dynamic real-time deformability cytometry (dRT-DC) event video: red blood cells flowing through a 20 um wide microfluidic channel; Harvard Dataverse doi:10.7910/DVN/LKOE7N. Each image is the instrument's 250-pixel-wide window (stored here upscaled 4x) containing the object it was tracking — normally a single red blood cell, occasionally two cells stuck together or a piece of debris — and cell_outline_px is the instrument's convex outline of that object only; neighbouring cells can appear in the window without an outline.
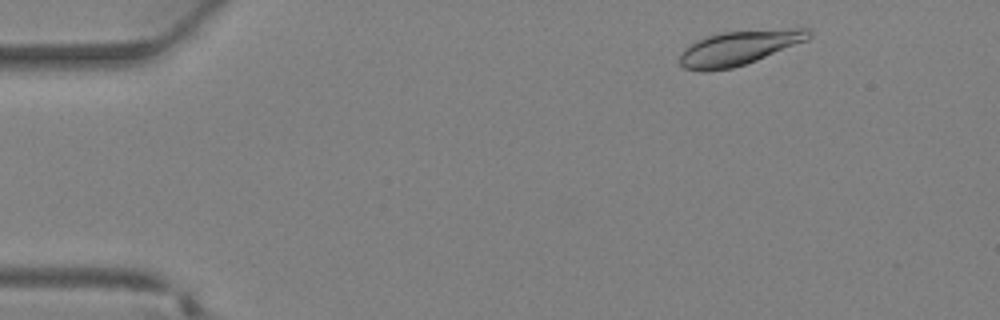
{"species": "Egyptian fruit bat (a non-hibernating species)", "species_latin": "Rousettus aegyptiacus", "temperature_condition": "warm", "stored_images_in_passage": 34, "camera_frame_rate_fps": 3000, "um_per_image_px": 0.085, "animal": {"sex": "female"}, "frame": {"image": 1, "passage_image": 1, "time_ms": 0.0, "image_size_px": [1000, 320], "cell_outline_px": [[812, 36], [808, 40], [756, 60], [732, 68], [708, 72], [700, 72], [684, 68], [680, 64], [680, 56], [692, 44], [708, 36], [724, 32], [796, 28], [808, 28], [812, 32]], "centroid_in_image_um": [62.86, 4.08], "position_along_channel_um": 22.1, "area_um2": 25.49}}
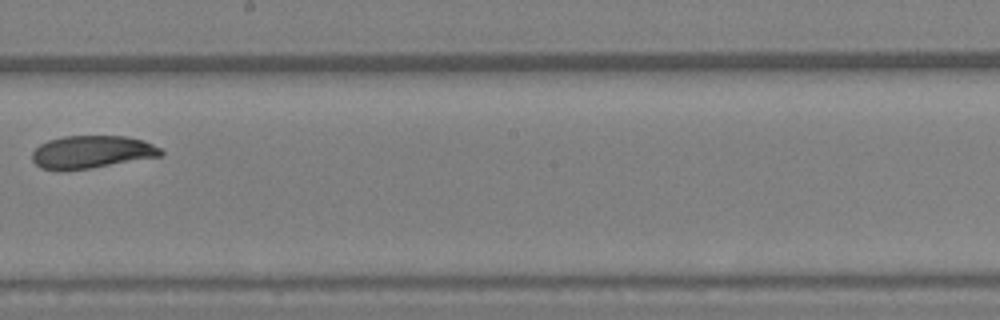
{"frame": {"image": 2, "passage_image": 18, "time_ms": 5.667, "image_size_px": [1000, 320], "cell_outline_px": [[164, 152], [160, 156], [88, 168], [40, 168], [32, 160], [32, 152], [40, 144], [48, 140], [64, 136], [124, 136], [144, 140], [160, 148]], "centroid_in_image_um": [7.81, 12.88], "position_along_channel_um": 240.4, "area_um2": 23.87}}
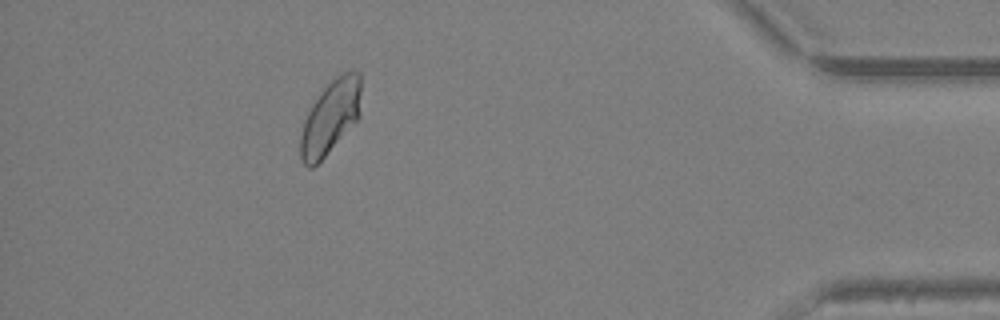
{"frame": {"image": 3, "passage_image": 30, "time_ms": 9.667, "image_size_px": [1000, 320], "cell_outline_px": [[360, 116], [324, 156], [312, 168], [308, 168], [304, 164], [300, 156], [300, 136], [304, 120], [312, 104], [320, 92], [336, 76], [348, 68], [352, 68], [360, 72]], "centroid_in_image_um": [28.09, 9.9], "position_along_channel_um": 407.1, "area_um2": 25.89}}